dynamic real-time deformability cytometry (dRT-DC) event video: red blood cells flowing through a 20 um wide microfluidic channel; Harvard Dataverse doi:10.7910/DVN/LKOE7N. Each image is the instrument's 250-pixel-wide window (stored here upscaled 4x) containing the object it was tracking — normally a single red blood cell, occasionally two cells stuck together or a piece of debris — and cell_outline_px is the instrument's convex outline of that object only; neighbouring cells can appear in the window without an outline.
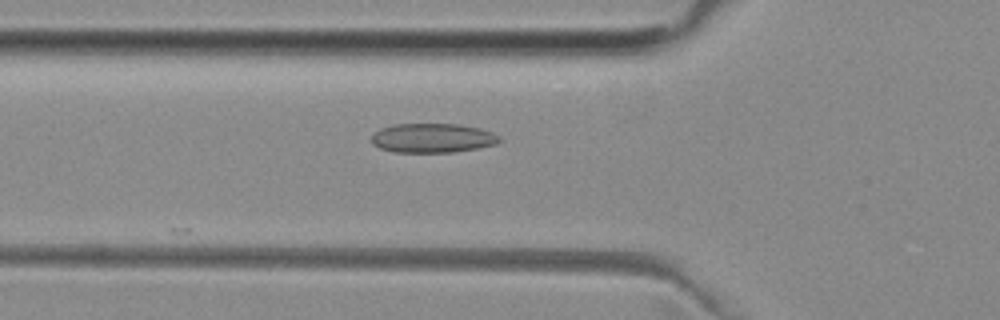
{"species": "common noctule bat (a hibernating species)", "species_latin": "Nyctalus noctula", "temperature_condition": "room temperature", "stored_images_in_passage": 19, "camera_frame_rate_fps": 3000, "um_per_image_px": 0.085, "animal": {"sex": "female", "body_mass_g": 29.2, "forearm_length_mm": 56.3}, "frame": {"image": 1, "passage_image": 3, "time_ms": 0.667, "image_size_px": [1000, 320], "cell_outline_px": [[500, 140], [496, 144], [476, 148], [452, 152], [392, 152], [380, 148], [372, 144], [372, 132], [380, 128], [392, 124], [456, 124], [480, 128], [492, 132], [500, 136]], "centroid_in_image_um": [36.72, 11.73], "position_along_channel_um": 89.1, "area_um2": 21.91}}
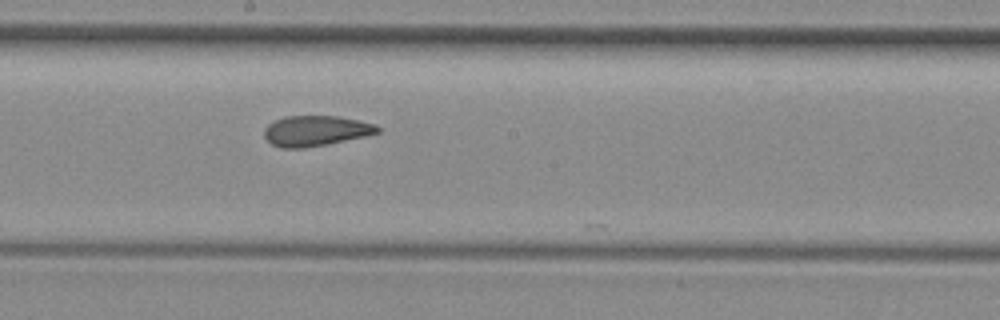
{"frame": {"image": 2, "passage_image": 13, "time_ms": 4.0, "image_size_px": [1000, 320], "cell_outline_px": [[380, 132], [364, 136], [304, 148], [280, 148], [272, 144], [264, 136], [264, 128], [268, 124], [284, 116], [336, 116], [376, 124], [380, 128]], "centroid_in_image_um": [26.8, 11.11], "position_along_channel_um": 221.4, "area_um2": 19.83}}
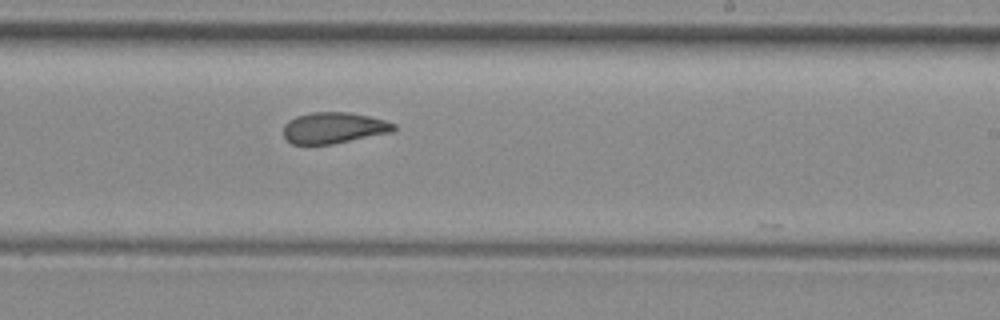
{"frame": {"image": 3, "passage_image": 16, "time_ms": 5.0, "image_size_px": [1000, 320], "cell_outline_px": [[396, 128], [392, 132], [332, 144], [292, 144], [284, 136], [284, 124], [288, 120], [296, 116], [312, 112], [348, 112], [368, 116], [384, 120], [396, 124]], "centroid_in_image_um": [28.36, 10.86], "position_along_channel_um": 260.6, "area_um2": 19.94}}